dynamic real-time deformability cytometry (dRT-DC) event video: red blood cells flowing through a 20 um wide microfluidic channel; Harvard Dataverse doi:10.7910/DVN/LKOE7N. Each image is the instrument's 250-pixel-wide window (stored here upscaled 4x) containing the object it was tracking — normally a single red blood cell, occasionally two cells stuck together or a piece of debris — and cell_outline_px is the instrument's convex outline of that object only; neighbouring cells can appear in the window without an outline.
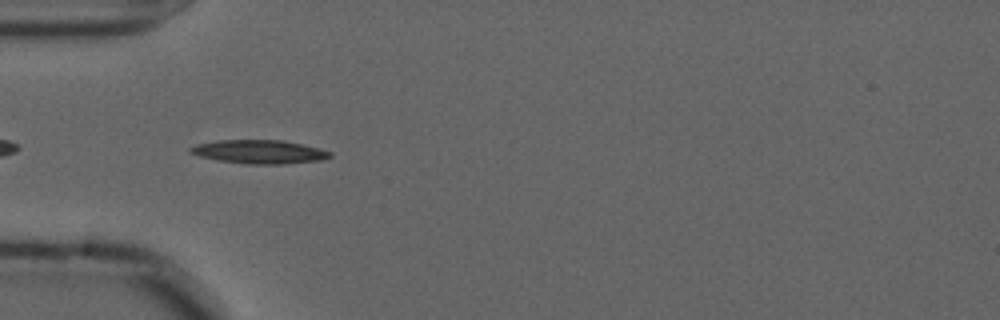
{"species": "common noctule bat (a hibernating species)", "species_latin": "Nyctalus noctula", "temperature_condition": "cold", "stored_images_in_passage": 42, "camera_frame_rate_fps": 3000, "um_per_image_px": 0.085, "animal": {"sex": "male", "forearm_length_mm": 52.5}, "frame": {"image": 1, "passage_image": 3, "time_ms": 0.667, "image_size_px": [1000, 320], "cell_outline_px": [[332, 156], [324, 160], [284, 164], [248, 164], [216, 160], [200, 156], [188, 152], [188, 148], [196, 144], [216, 140], [280, 140], [320, 148], [332, 152]], "centroid_in_image_um": [22.04, 12.91], "position_along_channel_um": 63.0, "area_um2": 19.36}}
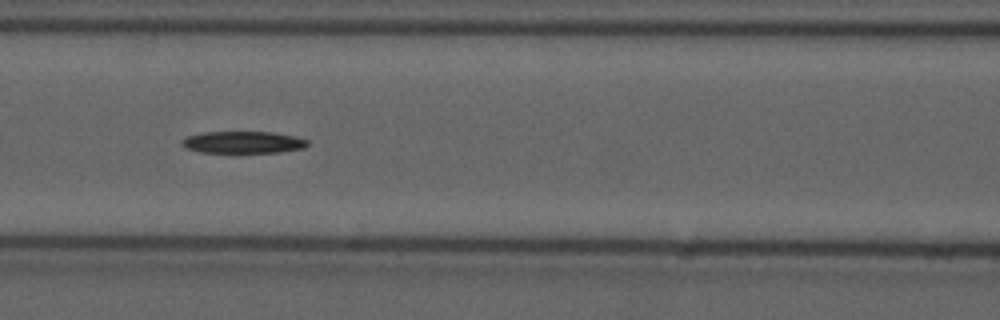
{"frame": {"image": 2, "passage_image": 10, "time_ms": 3.0, "image_size_px": [1000, 320], "cell_outline_px": [[308, 144], [304, 148], [280, 152], [236, 156], [200, 152], [184, 148], [180, 144], [180, 140], [188, 136], [200, 132], [272, 132], [296, 136], [308, 140]], "centroid_in_image_um": [20.61, 12.15], "position_along_channel_um": 146.0, "area_um2": 17.34}}
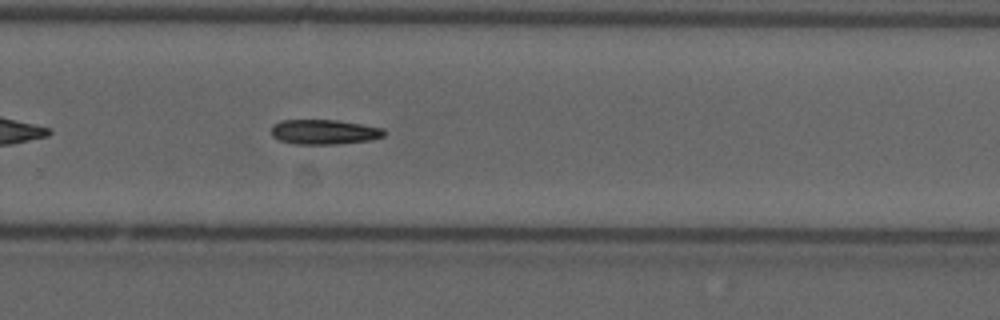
{"frame": {"image": 3, "passage_image": 23, "time_ms": 7.333, "image_size_px": [1000, 320], "cell_outline_px": [[388, 132], [384, 136], [372, 140], [336, 144], [296, 144], [280, 140], [272, 136], [272, 124], [280, 120], [336, 120], [384, 128]], "centroid_in_image_um": [27.58, 11.21], "position_along_channel_um": 302.2, "area_um2": 16.42}, "authors_computed_cell_mechanics": {"area_um2": 16.5886, "velocity_mm_per_s": 3.619, "shape_relaxation_time_tau1_ms": 2.5226, "shape_relaxation_time_tau2_ms": null, "deformation_change_tau1": 0.0963, "deformation_change_tau2": null}}